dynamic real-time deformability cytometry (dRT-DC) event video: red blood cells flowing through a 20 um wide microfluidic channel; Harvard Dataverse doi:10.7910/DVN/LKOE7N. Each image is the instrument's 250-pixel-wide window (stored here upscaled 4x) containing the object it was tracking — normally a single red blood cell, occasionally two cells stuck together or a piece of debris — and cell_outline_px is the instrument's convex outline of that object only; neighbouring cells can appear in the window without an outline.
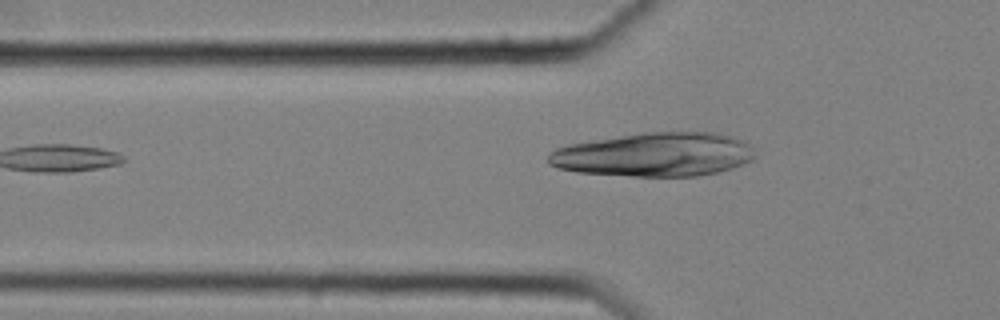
{"species": "common noctule bat (a hibernating species)", "species_latin": "Nyctalus noctula", "temperature_condition": "cold", "stored_images_in_passage": 36, "camera_frame_rate_fps": 3000, "um_per_image_px": 0.085, "animal": {"sex": "female", "body_mass_g": 25.1}, "frame": {"image": 1, "passage_image": 2, "time_ms": 0.333, "image_size_px": [1000, 320], "cell_outline_px": [[756, 156], [752, 160], [732, 168], [720, 172], [700, 176], [632, 176], [576, 172], [556, 168], [548, 164], [548, 152], [556, 148], [568, 144], [644, 132], [720, 132], [744, 140], [752, 148]], "centroid_in_image_um": [55.64, 13.14], "position_along_channel_um": 70.2, "area_um2": 53.29}}
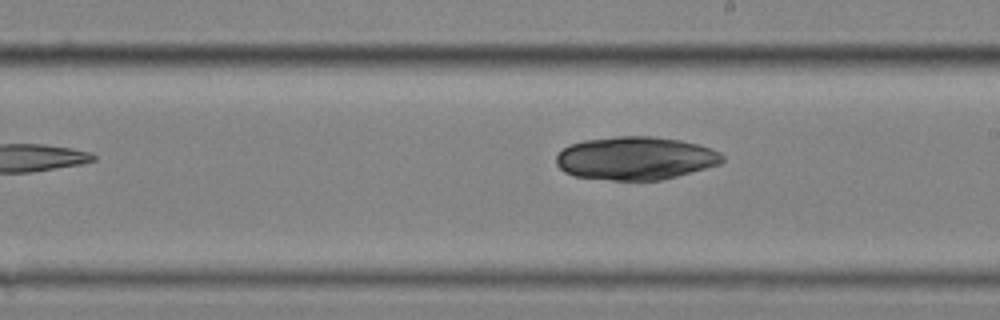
{"frame": {"image": 2, "passage_image": 16, "time_ms": 5.0, "image_size_px": [1000, 320], "cell_outline_px": [[724, 160], [720, 164], [676, 176], [660, 180], [612, 180], [576, 176], [564, 172], [556, 164], [556, 156], [568, 144], [584, 140], [616, 136], [652, 136], [680, 140], [700, 144], [712, 148], [720, 152], [724, 156]], "centroid_in_image_um": [54.02, 13.44], "position_along_channel_um": 235.0, "area_um2": 41.91}}
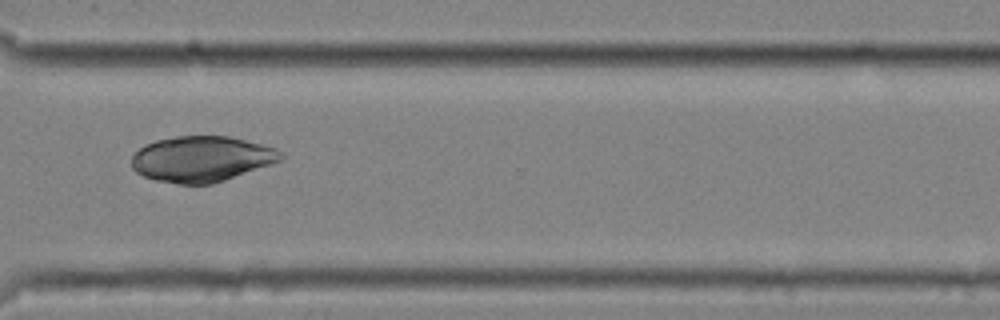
{"frame": {"image": 3, "passage_image": 26, "time_ms": 8.333, "image_size_px": [1000, 320], "cell_outline_px": [[284, 156], [280, 160], [272, 164], [212, 184], [180, 184], [156, 180], [144, 176], [136, 172], [132, 168], [132, 156], [140, 148], [156, 140], [176, 136], [228, 136], [276, 148]], "centroid_in_image_um": [17.13, 13.51], "position_along_channel_um": 353.5, "area_um2": 39.36}}